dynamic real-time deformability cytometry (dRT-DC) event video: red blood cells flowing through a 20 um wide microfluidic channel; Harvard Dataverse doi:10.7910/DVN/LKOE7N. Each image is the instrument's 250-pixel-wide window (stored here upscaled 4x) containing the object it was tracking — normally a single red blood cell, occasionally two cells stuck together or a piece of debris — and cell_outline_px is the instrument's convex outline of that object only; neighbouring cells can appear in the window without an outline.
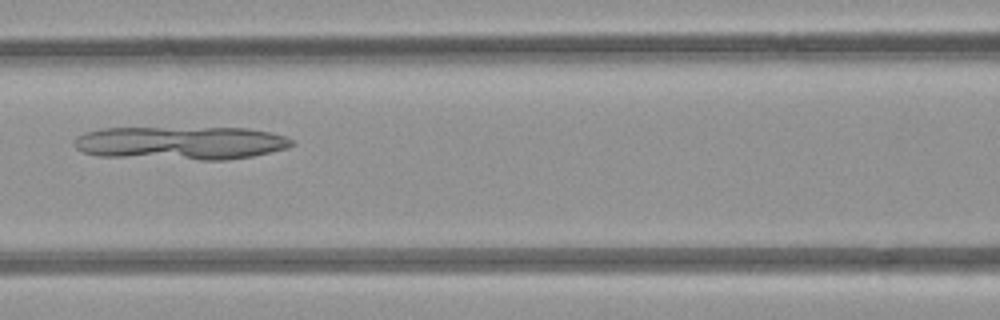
{"species": "common noctule bat (a hibernating species)", "species_latin": "Nyctalus noctula", "temperature_condition": "room temperature", "stored_images_in_passage": 8, "camera_frame_rate_fps": 3000, "um_per_image_px": 0.085, "animal": {"sex": "female", "body_mass_g": 21.9}, "frame": {"image": 1, "passage_image": 7, "time_ms": 7.667, "image_size_px": [1000, 320], "cell_outline_px": [[296, 144], [288, 148], [252, 156], [228, 160], [200, 160], [96, 156], [84, 152], [76, 148], [72, 144], [72, 140], [76, 136], [84, 132], [104, 128], [248, 128], [268, 132], [284, 136], [292, 140]], "centroid_in_image_um": [15.33, 12.16], "position_along_channel_um": 151.3, "area_um2": 42.66}}
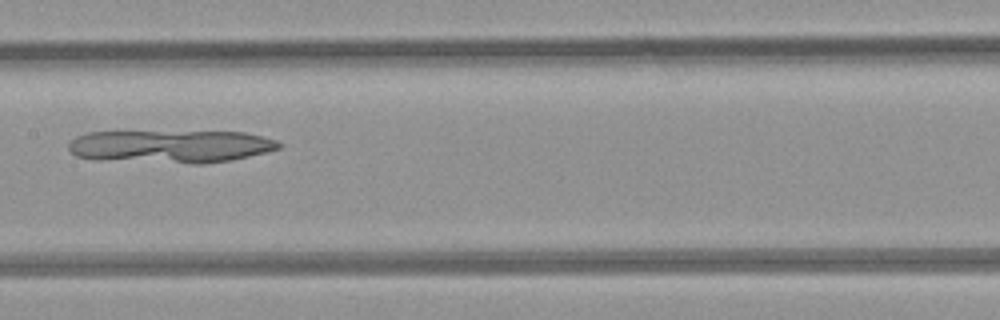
{"frame": {"image": 2, "passage_image": 8, "time_ms": 8.667, "image_size_px": [1000, 320], "cell_outline_px": [[284, 144], [280, 148], [232, 160], [200, 164], [192, 164], [100, 160], [76, 156], [68, 148], [68, 144], [76, 136], [88, 132], [244, 132], [276, 140]], "centroid_in_image_um": [14.49, 12.45], "position_along_channel_um": 192.9, "area_um2": 40.29}}